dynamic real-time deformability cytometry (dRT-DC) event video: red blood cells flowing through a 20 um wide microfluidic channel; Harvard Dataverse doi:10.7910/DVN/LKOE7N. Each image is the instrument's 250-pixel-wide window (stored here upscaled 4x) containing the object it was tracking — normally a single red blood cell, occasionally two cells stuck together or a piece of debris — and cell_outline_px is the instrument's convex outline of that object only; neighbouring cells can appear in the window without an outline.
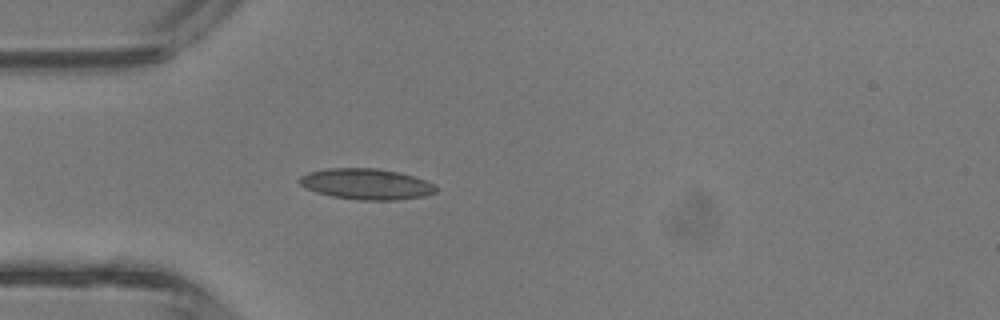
{"species": "common noctule bat (a hibernating species)", "species_latin": "Nyctalus noctula", "temperature_condition": "room temperature", "stored_images_in_passage": 31, "camera_frame_rate_fps": 3000, "um_per_image_px": 0.085, "animal": {"sex": "male", "body_mass_g": 13.3}, "frame": {"image": 1, "passage_image": 1, "time_ms": 0.0, "image_size_px": [1000, 320], "cell_outline_px": [[436, 192], [424, 196], [396, 200], [360, 200], [332, 196], [316, 192], [304, 188], [300, 184], [300, 176], [308, 172], [328, 168], [376, 168], [400, 172], [436, 184]], "centroid_in_image_um": [31.13, 15.64], "position_along_channel_um": 53.9, "area_um2": 24.57}}
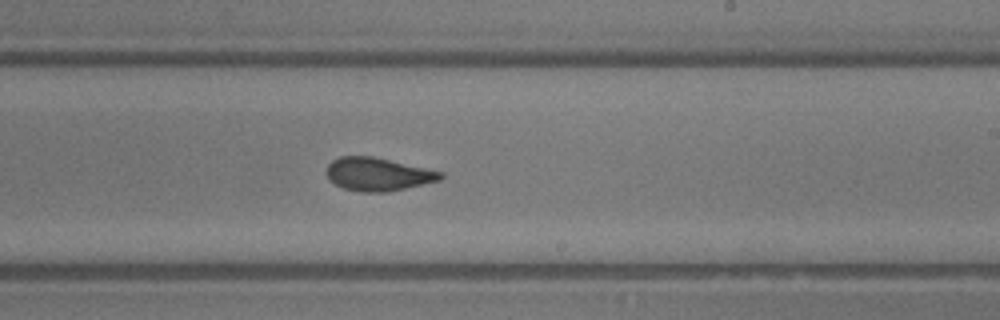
{"frame": {"image": 2, "passage_image": 14, "time_ms": 4.333, "image_size_px": [1000, 320], "cell_outline_px": [[444, 176], [440, 180], [388, 192], [360, 192], [344, 188], [336, 184], [324, 172], [328, 164], [332, 160], [340, 156], [372, 156], [444, 172]], "centroid_in_image_um": [32.12, 14.8], "position_along_channel_um": 256.9, "area_um2": 21.96}}
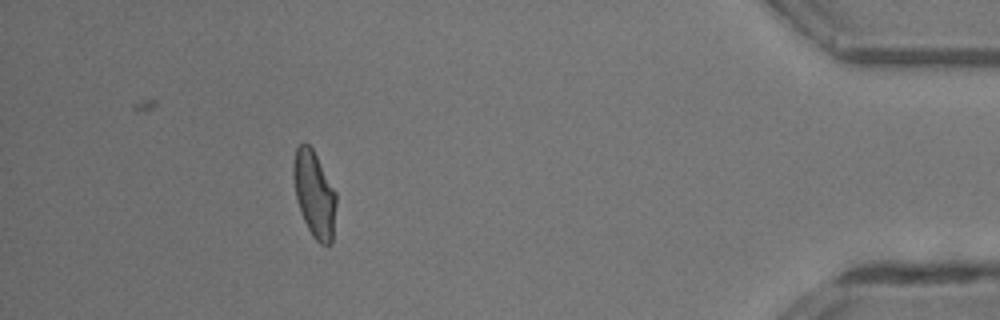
{"frame": {"image": 3, "passage_image": 27, "time_ms": 8.667, "image_size_px": [1000, 320], "cell_outline_px": [[336, 204], [332, 244], [320, 244], [312, 236], [304, 220], [296, 196], [292, 176], [292, 164], [296, 148], [304, 140], [312, 148], [336, 192]], "centroid_in_image_um": [26.71, 16.48], "position_along_channel_um": 408.5, "area_um2": 21.44}, "authors_computed_cell_mechanics": {"area_um2": 22.0796, "velocity_mm_per_s": 4.8406, "shape_relaxation_time_tau1_ms": 6.1345, "shape_relaxation_time_tau2_ms": 1.4319, "deformation_change_tau1": 0.1591, "deformation_change_tau2": 0.0718}}